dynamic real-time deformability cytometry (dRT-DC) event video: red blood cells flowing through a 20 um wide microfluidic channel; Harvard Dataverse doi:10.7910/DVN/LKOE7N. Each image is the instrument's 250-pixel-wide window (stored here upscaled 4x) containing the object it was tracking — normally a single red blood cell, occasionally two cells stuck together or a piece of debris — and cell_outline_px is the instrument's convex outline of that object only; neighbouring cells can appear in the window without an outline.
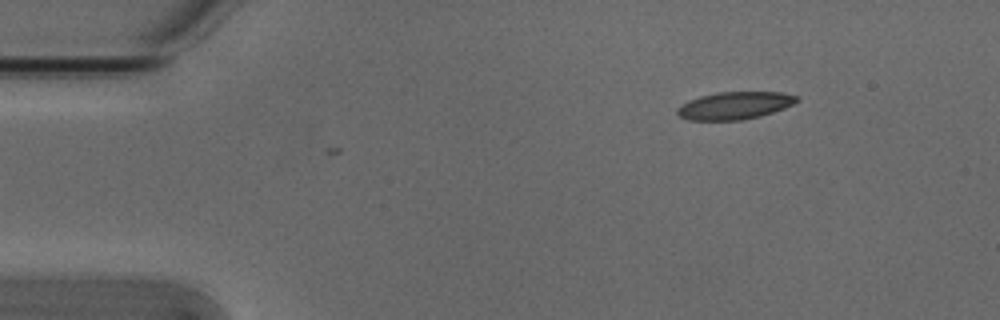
{"species": "Egyptian fruit bat (a non-hibernating species)", "species_latin": "Rousettus aegyptiacus", "temperature_condition": "cold", "stored_images_in_passage": 3, "camera_frame_rate_fps": 3000, "um_per_image_px": 0.085, "animal": {"sex": "male"}, "frame": {"image": 1, "passage_image": 3, "time_ms": 0.667, "image_size_px": [1000, 320], "cell_outline_px": [[800, 100], [784, 108], [760, 116], [740, 120], [688, 120], [680, 116], [676, 112], [676, 108], [700, 96], [720, 92], [780, 92], [796, 96]], "centroid_in_image_um": [62.45, 8.97], "position_along_channel_um": 22.5, "area_um2": 18.84}}